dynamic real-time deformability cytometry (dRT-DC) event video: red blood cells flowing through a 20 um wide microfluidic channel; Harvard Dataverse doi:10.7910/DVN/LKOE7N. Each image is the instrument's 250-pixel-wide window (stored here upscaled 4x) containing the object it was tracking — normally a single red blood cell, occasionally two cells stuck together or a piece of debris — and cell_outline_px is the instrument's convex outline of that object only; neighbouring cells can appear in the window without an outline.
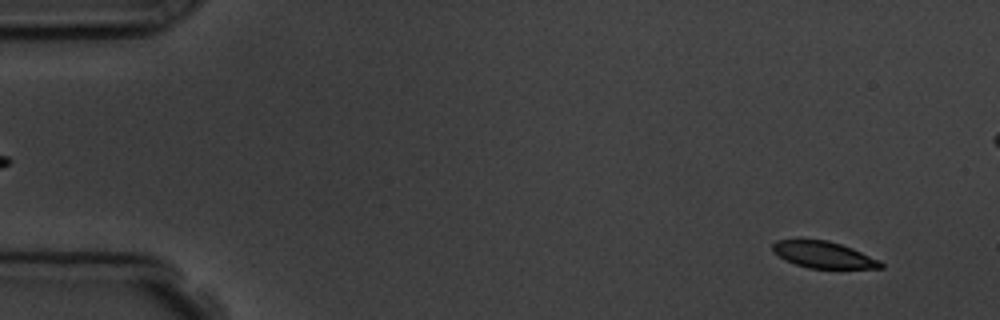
{"species": "common noctule bat (a hibernating species)", "species_latin": "Nyctalus noctula", "temperature_condition": "room temperature", "stored_images_in_passage": 16, "camera_frame_rate_fps": 3000, "um_per_image_px": 0.085, "animal": {"sex": "male", "body_mass_g": 19.5, "forearm_length_mm": 54.6}, "frame": {"image": 1, "passage_image": 1, "time_ms": 0.0, "image_size_px": [1000, 320], "cell_outline_px": [[884, 268], [808, 268], [784, 260], [772, 252], [772, 244], [776, 240], [828, 240], [852, 248], [880, 260], [884, 264]], "centroid_in_image_um": [69.98, 21.66], "position_along_channel_um": 15.0, "area_um2": 16.7}}
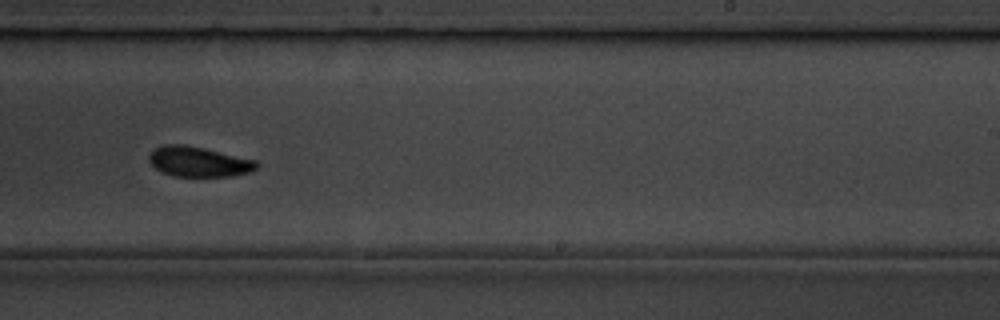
{"frame": {"image": 2, "passage_image": 10, "time_ms": 10.0, "image_size_px": [1000, 320], "cell_outline_px": [[260, 164], [252, 172], [232, 176], [172, 176], [160, 172], [148, 160], [148, 156], [156, 148], [164, 144], [184, 144], [204, 148], [256, 160]], "centroid_in_image_um": [16.9, 13.75], "position_along_channel_um": 272.1, "area_um2": 18.96}, "authors_computed_cell_mechanics": {"area_um2": 18.6405, "velocity_mm_per_s": 3.7238, "shape_relaxation_time_tau1_ms": 1.5596, "shape_relaxation_time_tau2_ms": null, "deformation_change_tau1": 0.0711, "deformation_change_tau2": null}}